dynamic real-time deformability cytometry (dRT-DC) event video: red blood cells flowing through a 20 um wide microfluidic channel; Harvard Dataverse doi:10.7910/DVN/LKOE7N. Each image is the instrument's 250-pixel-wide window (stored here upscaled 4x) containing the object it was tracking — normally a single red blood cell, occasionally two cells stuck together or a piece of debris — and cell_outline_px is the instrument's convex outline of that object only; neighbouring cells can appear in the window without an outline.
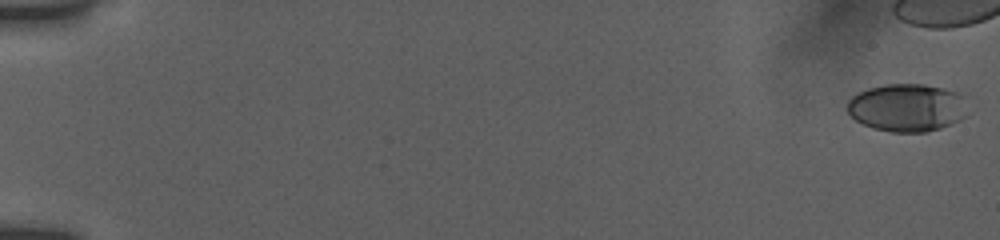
{"species": "human", "species_latin": "Homo sapiens", "temperature_condition": "room temperature", "stored_images_in_passage": 19, "camera_frame_rate_fps": 3000, "um_per_image_px": 0.085, "donor": {"sex": "female"}, "frame": {"image": 1, "passage_image": 1, "time_ms": 0.0, "image_size_px": [1000, 240], "cell_outline_px": [[972, 112], [968, 116], [960, 120], [940, 128], [924, 132], [888, 132], [872, 128], [856, 120], [848, 112], [848, 100], [852, 96], [868, 88], [884, 84], [924, 84], [944, 88], [956, 92], [960, 96]], "centroid_in_image_um": [77.14, 9.15], "position_along_channel_um": 7.9, "area_um2": 33.81}}
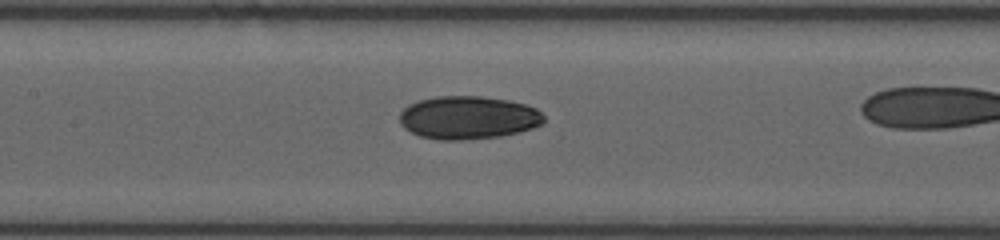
{"frame": {"image": 2, "passage_image": 16, "time_ms": 9.0, "image_size_px": [1000, 240], "cell_outline_px": [[544, 124], [520, 132], [500, 136], [460, 140], [440, 140], [420, 136], [404, 128], [400, 124], [400, 112], [408, 104], [420, 100], [436, 96], [480, 96], [508, 100], [524, 104], [536, 108], [544, 116]], "centroid_in_image_um": [39.79, 9.99], "position_along_channel_um": 167.6, "area_um2": 36.3}}
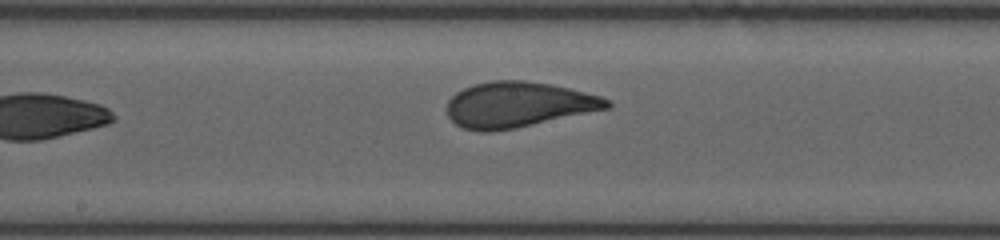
{"frame": {"image": 3, "passage_image": 19, "time_ms": 11.0, "image_size_px": [1000, 240], "cell_outline_px": [[612, 104], [608, 108], [516, 128], [488, 132], [480, 132], [464, 128], [456, 124], [448, 116], [448, 100], [456, 92], [472, 84], [492, 80], [524, 80], [552, 84], [600, 96], [608, 100]], "centroid_in_image_um": [44.01, 8.89], "position_along_channel_um": 204.2, "area_um2": 42.19}}